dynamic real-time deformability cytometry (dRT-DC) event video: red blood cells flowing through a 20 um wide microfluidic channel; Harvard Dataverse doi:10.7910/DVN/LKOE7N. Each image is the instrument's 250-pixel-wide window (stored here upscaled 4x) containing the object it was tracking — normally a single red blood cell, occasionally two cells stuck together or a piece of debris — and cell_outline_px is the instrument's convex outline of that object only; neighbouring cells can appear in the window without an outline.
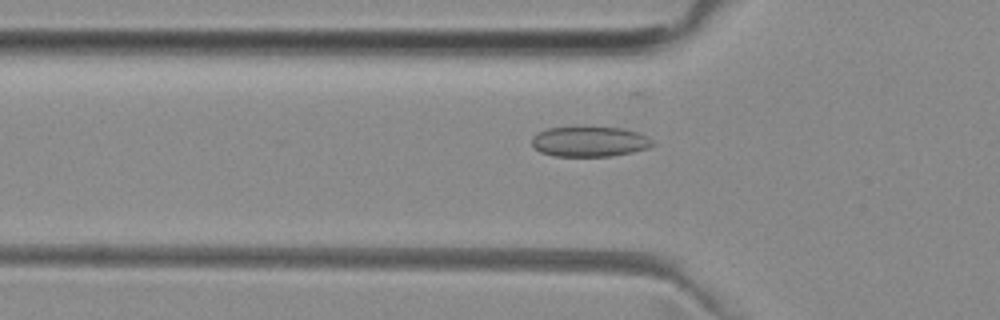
{"species": "common noctule bat (a hibernating species)", "species_latin": "Nyctalus noctula", "temperature_condition": "room temperature", "stored_images_in_passage": 27, "camera_frame_rate_fps": 3000, "um_per_image_px": 0.085, "animal": {"sex": "female", "body_mass_g": 29.2, "forearm_length_mm": 56.3}, "frame": {"image": 1, "passage_image": 2, "time_ms": 0.333, "image_size_px": [1000, 320], "cell_outline_px": [[656, 144], [648, 148], [632, 152], [612, 156], [552, 156], [540, 152], [532, 144], [532, 136], [548, 128], [620, 128], [636, 132], [648, 136]], "centroid_in_image_um": [50.14, 12.05], "position_along_channel_um": 75.7, "area_um2": 20.98}}
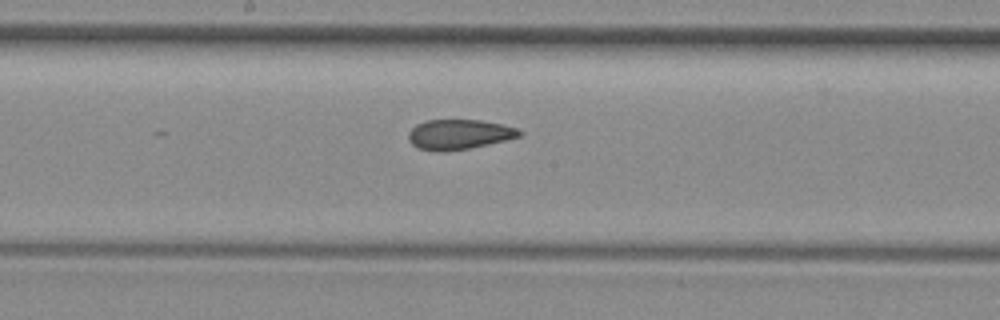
{"frame": {"image": 2, "passage_image": 12, "time_ms": 3.667, "image_size_px": [1000, 320], "cell_outline_px": [[524, 136], [468, 148], [440, 152], [436, 152], [416, 148], [408, 140], [408, 132], [416, 124], [428, 120], [480, 120], [520, 128], [524, 132]], "centroid_in_image_um": [39.03, 11.42], "position_along_channel_um": 209.2, "area_um2": 19.54}}
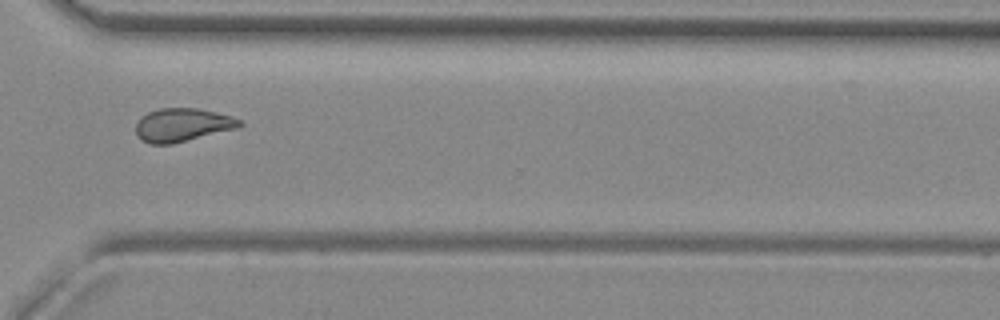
{"frame": {"image": 3, "passage_image": 23, "time_ms": 7.333, "image_size_px": [1000, 320], "cell_outline_px": [[244, 124], [236, 128], [172, 144], [148, 144], [140, 140], [136, 136], [136, 124], [140, 116], [148, 112], [160, 108], [196, 108], [232, 116], [240, 120]], "centroid_in_image_um": [15.45, 10.62], "position_along_channel_um": 355.2, "area_um2": 20.17}}